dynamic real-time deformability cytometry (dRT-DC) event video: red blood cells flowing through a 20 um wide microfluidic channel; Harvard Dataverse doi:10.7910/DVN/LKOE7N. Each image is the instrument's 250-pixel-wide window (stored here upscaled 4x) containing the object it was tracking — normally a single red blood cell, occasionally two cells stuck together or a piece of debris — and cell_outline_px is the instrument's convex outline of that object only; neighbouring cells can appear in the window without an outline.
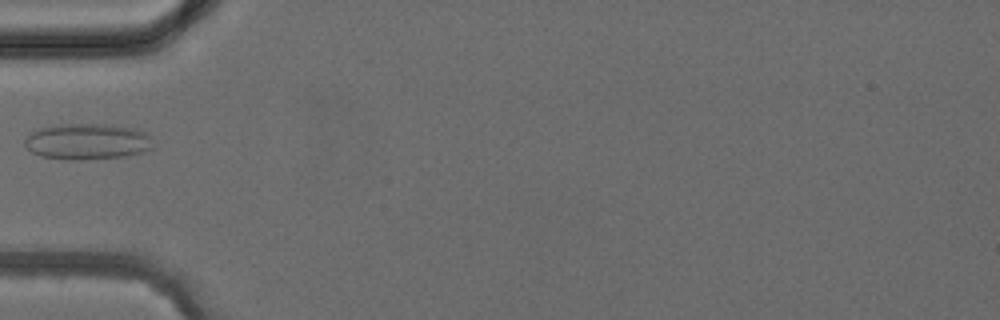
{"species": "common noctule bat (a hibernating species)", "species_latin": "Nyctalus noctula", "temperature_condition": "cold", "stored_images_in_passage": 3, "camera_frame_rate_fps": 3000, "um_per_image_px": 0.085, "animal": {"sex": "female", "body_mass_g": 24.6, "forearm_length_mm": 56.2}, "frame": {"image": 1, "passage_image": 3, "time_ms": 2.333, "image_size_px": [1000, 320], "cell_outline_px": [[152, 148], [144, 152], [124, 156], [80, 160], [64, 160], [40, 156], [32, 152], [24, 144], [24, 140], [32, 132], [40, 128], [64, 124], [104, 124], [136, 128], [144, 132], [148, 136]], "centroid_in_image_um": [7.4, 12.04], "position_along_channel_um": 77.6, "area_um2": 26.82}}